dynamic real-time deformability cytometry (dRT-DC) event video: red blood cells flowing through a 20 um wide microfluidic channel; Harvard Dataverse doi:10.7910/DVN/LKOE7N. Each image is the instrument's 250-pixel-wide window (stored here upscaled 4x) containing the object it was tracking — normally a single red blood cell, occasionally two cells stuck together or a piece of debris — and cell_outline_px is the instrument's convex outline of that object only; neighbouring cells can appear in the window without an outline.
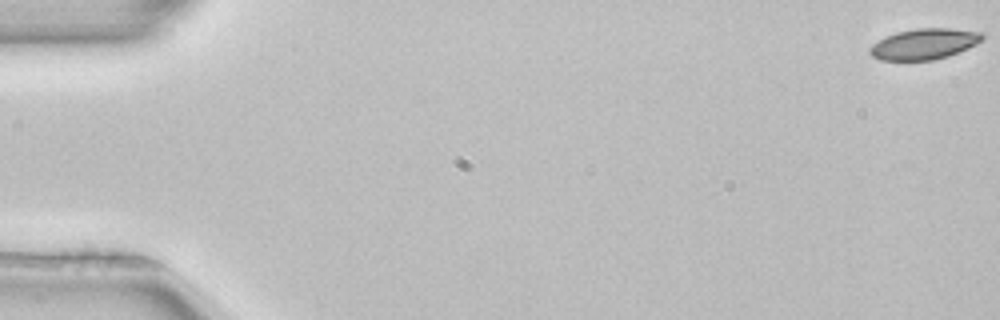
{"species": "common noctule bat (a hibernating species)", "species_latin": "Nyctalus noctula", "temperature_condition": "room temperature", "stored_images_in_passage": 13, "camera_frame_rate_fps": 3000, "um_per_image_px": 0.085, "animal": {"sex": "female", "body_mass_g": 22.7, "forearm_length_mm": 54.2}, "frame": {"image": 1, "passage_image": 1, "time_ms": 0.0, "image_size_px": [1000, 320], "cell_outline_px": [[984, 40], [968, 48], [948, 56], [932, 60], [880, 60], [872, 56], [868, 52], [868, 48], [872, 44], [884, 36], [896, 32], [916, 28], [952, 28], [984, 32]], "centroid_in_image_um": [78.56, 3.72], "position_along_channel_um": 6.4, "area_um2": 20.46}}